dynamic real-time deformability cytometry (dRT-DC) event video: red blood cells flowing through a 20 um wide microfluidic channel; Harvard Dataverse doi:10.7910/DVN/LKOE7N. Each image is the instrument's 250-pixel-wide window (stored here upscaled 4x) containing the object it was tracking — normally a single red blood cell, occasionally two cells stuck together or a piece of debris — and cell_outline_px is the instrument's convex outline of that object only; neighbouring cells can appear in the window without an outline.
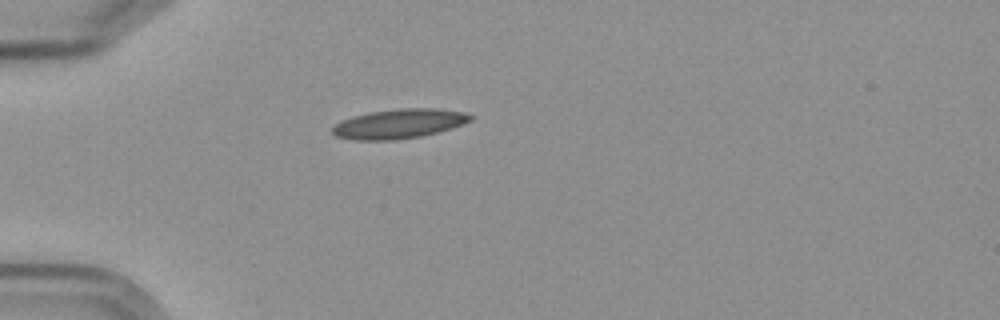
{"species": "Egyptian fruit bat (a non-hibernating species)", "species_latin": "Rousettus aegyptiacus", "temperature_condition": "cold", "stored_images_in_passage": 3, "camera_frame_rate_fps": 3000, "um_per_image_px": 0.085, "frame": {"image": 1, "passage_image": 1, "time_ms": 0.0, "image_size_px": [1000, 320], "cell_outline_px": [[476, 116], [472, 120], [452, 128], [420, 136], [396, 140], [352, 140], [336, 136], [332, 132], [332, 128], [340, 120], [352, 116], [368, 112], [396, 108], [436, 108], [464, 112]], "centroid_in_image_um": [33.91, 10.51], "position_along_channel_um": 51.1, "area_um2": 23.93}}
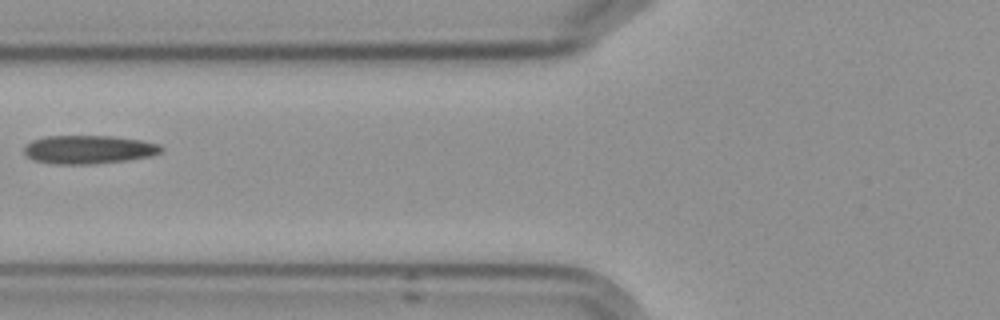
{"frame": {"image": 2, "passage_image": 3, "time_ms": 2.333, "image_size_px": [1000, 320], "cell_outline_px": [[164, 148], [160, 152], [152, 156], [128, 160], [88, 164], [56, 164], [36, 160], [28, 156], [24, 152], [24, 148], [32, 140], [44, 136], [112, 136], [140, 140], [160, 144]], "centroid_in_image_um": [7.57, 12.7], "position_along_channel_um": 118.2, "area_um2": 22.6}}